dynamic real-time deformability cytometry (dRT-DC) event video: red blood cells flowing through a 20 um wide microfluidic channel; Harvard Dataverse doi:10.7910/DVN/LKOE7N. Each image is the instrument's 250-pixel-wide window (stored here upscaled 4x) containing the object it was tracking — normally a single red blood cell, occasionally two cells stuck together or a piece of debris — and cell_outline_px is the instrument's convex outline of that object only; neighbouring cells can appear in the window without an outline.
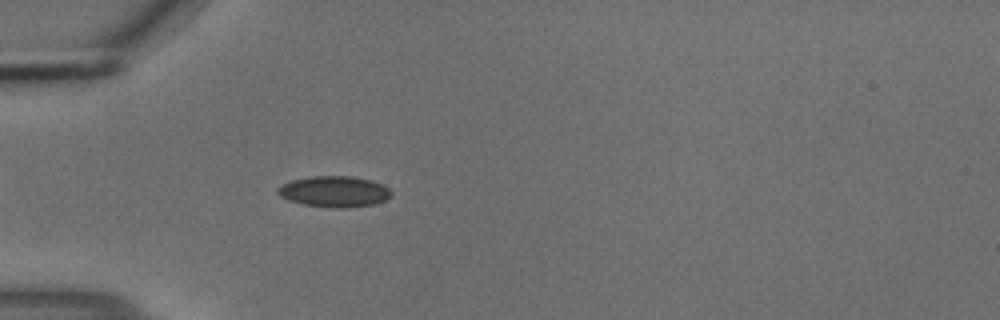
{"species": "common noctule bat (a hibernating species)", "species_latin": "Nyctalus noctula", "temperature_condition": "cold", "stored_images_in_passage": 45, "camera_frame_rate_fps": 3000, "um_per_image_px": 0.085, "animal": {"sex": "male", "body_mass_g": 18.8}, "frame": {"image": 1, "passage_image": 7, "time_ms": 2.0, "image_size_px": [1000, 320], "cell_outline_px": [[392, 196], [376, 204], [348, 208], [332, 208], [304, 204], [288, 200], [280, 196], [276, 192], [276, 188], [292, 180], [312, 176], [352, 176], [368, 180], [380, 184], [388, 188], [392, 192]], "centroid_in_image_um": [28.41, 16.29], "position_along_channel_um": 56.6, "area_um2": 20.46}}
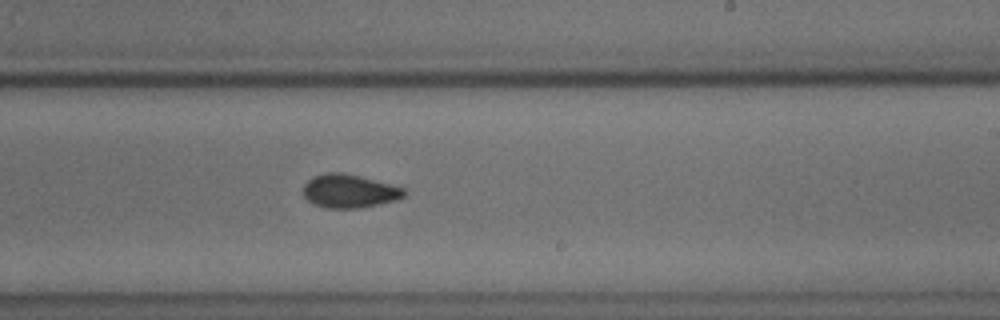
{"frame": {"image": 2, "passage_image": 24, "time_ms": 7.667, "image_size_px": [1000, 320], "cell_outline_px": [[408, 192], [404, 196], [396, 200], [360, 208], [324, 208], [308, 200], [304, 196], [304, 184], [308, 180], [316, 176], [328, 172], [344, 172], [408, 188]], "centroid_in_image_um": [29.75, 16.24], "position_along_channel_um": 259.2, "area_um2": 19.77}}
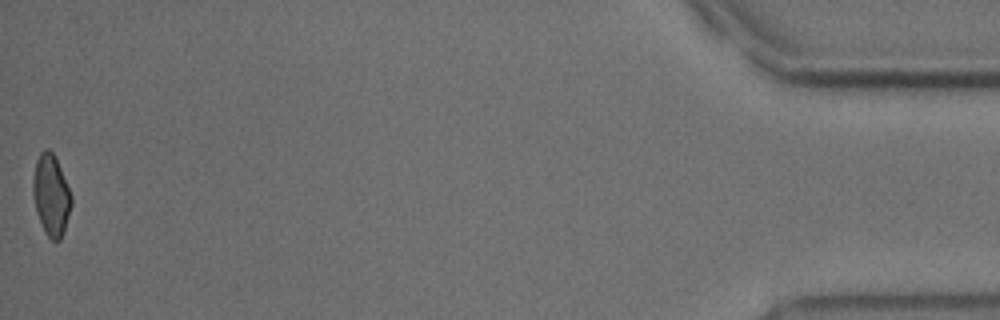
{"frame": {"image": 3, "passage_image": 45, "time_ms": 14.667, "image_size_px": [1000, 320], "cell_outline_px": [[72, 204], [64, 232], [60, 240], [52, 240], [44, 232], [36, 212], [32, 192], [32, 180], [36, 160], [40, 152], [44, 148], [48, 148], [56, 156], [72, 196]], "centroid_in_image_um": [4.34, 16.56], "position_along_channel_um": 430.9, "area_um2": 18.44}, "authors_computed_cell_mechanics": {"area_um2": 19.2474, "velocity_mm_per_s": 3.7055, "shape_relaxation_time_tau1_ms": 4.9197, "shape_relaxation_time_tau2_ms": 2.6639, "deformation_change_tau1": 0.091, "deformation_change_tau2": 0.0529}}